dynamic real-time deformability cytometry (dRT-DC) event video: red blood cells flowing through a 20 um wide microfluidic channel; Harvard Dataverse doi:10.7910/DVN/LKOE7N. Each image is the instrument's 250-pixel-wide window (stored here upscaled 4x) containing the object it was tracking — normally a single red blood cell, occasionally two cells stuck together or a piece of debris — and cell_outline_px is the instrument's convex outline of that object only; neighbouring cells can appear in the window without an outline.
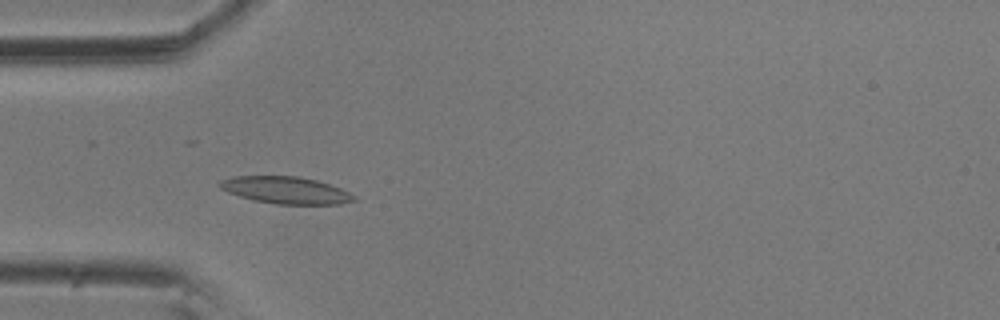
{"species": "common noctule bat (a hibernating species)", "species_latin": "Nyctalus noctula", "temperature_condition": "room temperature", "stored_images_in_passage": 5, "camera_frame_rate_fps": 3000, "um_per_image_px": 0.085, "animal": {"sex": "male", "body_mass_g": 20.5, "forearm_length_mm": 52.5}, "frame": {"image": 1, "passage_image": 5, "time_ms": 1.333, "image_size_px": [1000, 320], "cell_outline_px": [[356, 200], [340, 204], [276, 204], [252, 200], [228, 192], [220, 188], [216, 184], [220, 180], [232, 176], [296, 176], [316, 180], [340, 188], [356, 196]], "centroid_in_image_um": [24.25, 16.16], "position_along_channel_um": 60.7, "area_um2": 21.15}}